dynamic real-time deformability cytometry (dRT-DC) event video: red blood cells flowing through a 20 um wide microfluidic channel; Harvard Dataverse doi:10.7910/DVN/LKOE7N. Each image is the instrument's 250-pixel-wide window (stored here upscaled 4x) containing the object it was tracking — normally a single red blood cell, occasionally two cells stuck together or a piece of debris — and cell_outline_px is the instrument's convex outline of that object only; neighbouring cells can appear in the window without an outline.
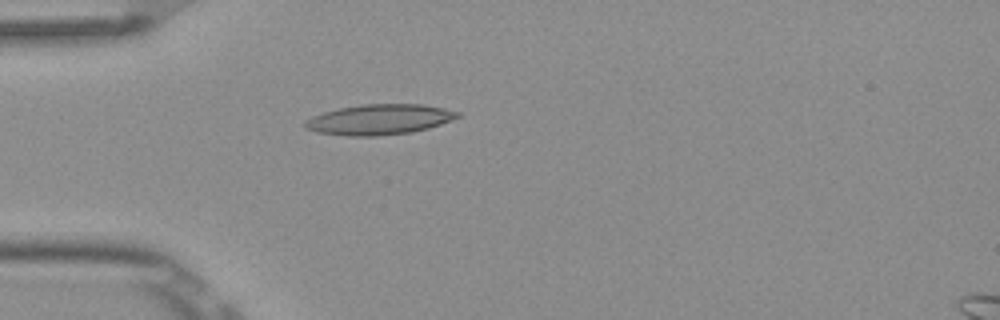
{"species": "Egyptian fruit bat (a non-hibernating species)", "species_latin": "Rousettus aegyptiacus", "temperature_condition": "room temperature", "stored_images_in_passage": 3, "camera_frame_rate_fps": 3000, "um_per_image_px": 0.085, "frame": {"image": 1, "passage_image": 3, "time_ms": 0.667, "image_size_px": [1000, 320], "cell_outline_px": [[460, 116], [452, 120], [428, 128], [412, 132], [380, 136], [348, 136], [316, 132], [304, 128], [304, 120], [312, 116], [324, 112], [340, 108], [364, 104], [420, 104], [444, 108], [460, 112]], "centroid_in_image_um": [32.22, 10.16], "position_along_channel_um": 52.8, "area_um2": 27.05}}